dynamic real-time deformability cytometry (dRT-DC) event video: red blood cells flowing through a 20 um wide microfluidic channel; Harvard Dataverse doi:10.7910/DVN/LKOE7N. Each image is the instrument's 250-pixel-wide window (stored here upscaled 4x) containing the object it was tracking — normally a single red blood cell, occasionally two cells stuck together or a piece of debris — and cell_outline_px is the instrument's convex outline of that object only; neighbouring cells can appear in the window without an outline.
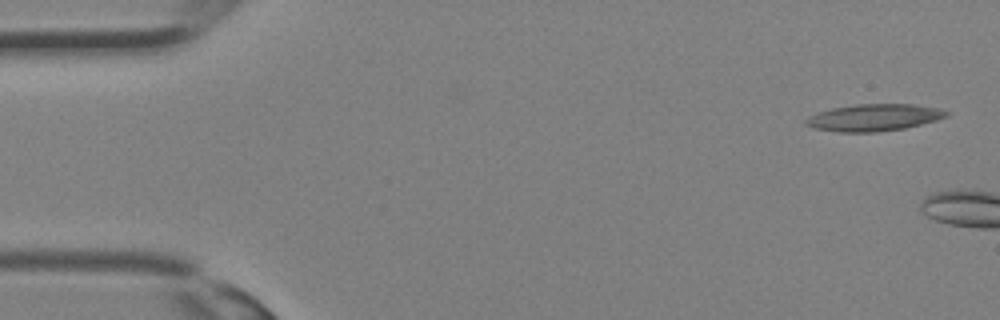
{"species": "Egyptian fruit bat (a non-hibernating species)", "species_latin": "Rousettus aegyptiacus", "temperature_condition": "room temperature", "stored_images_in_passage": 3, "camera_frame_rate_fps": 3000, "um_per_image_px": 0.085, "animal": {"sex": "female"}, "frame": {"image": 1, "passage_image": 1, "time_ms": 0.0, "image_size_px": [1000, 320], "cell_outline_px": [[948, 116], [936, 120], [904, 128], [876, 132], [840, 132], [812, 128], [804, 124], [804, 120], [808, 116], [816, 112], [832, 108], [856, 104], [912, 104], [940, 108], [948, 112]], "centroid_in_image_um": [74.23, 9.99], "position_along_channel_um": 10.8, "area_um2": 22.14}}